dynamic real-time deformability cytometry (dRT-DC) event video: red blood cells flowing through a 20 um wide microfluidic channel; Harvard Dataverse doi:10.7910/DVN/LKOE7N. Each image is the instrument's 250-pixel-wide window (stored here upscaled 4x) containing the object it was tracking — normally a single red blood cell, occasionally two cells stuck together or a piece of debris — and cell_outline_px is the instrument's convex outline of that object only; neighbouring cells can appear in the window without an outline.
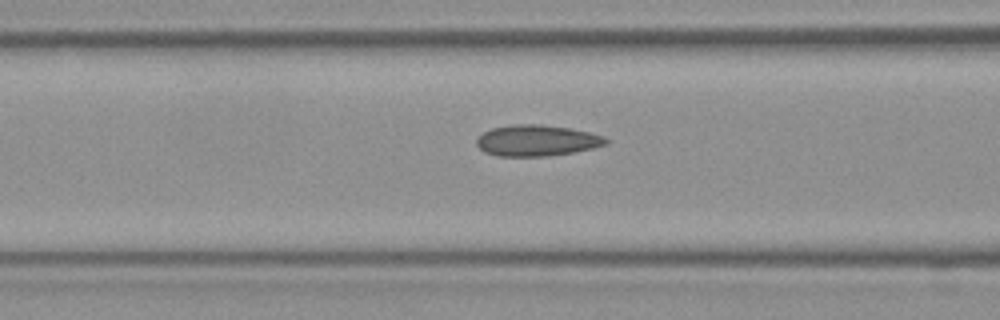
{"species": "Egyptian fruit bat (a non-hibernating species)", "species_latin": "Rousettus aegyptiacus", "temperature_condition": "room temperature", "stored_images_in_passage": 8, "camera_frame_rate_fps": 3000, "um_per_image_px": 0.085, "frame": {"image": 1, "passage_image": 6, "time_ms": 1.667, "image_size_px": [1000, 320], "cell_outline_px": [[612, 140], [608, 144], [592, 148], [572, 152], [548, 156], [496, 156], [484, 152], [476, 144], [476, 136], [492, 128], [516, 124], [540, 124], [568, 128], [588, 132], [604, 136]], "centroid_in_image_um": [45.62, 11.94], "position_along_channel_um": 121.0, "area_um2": 23.52}}